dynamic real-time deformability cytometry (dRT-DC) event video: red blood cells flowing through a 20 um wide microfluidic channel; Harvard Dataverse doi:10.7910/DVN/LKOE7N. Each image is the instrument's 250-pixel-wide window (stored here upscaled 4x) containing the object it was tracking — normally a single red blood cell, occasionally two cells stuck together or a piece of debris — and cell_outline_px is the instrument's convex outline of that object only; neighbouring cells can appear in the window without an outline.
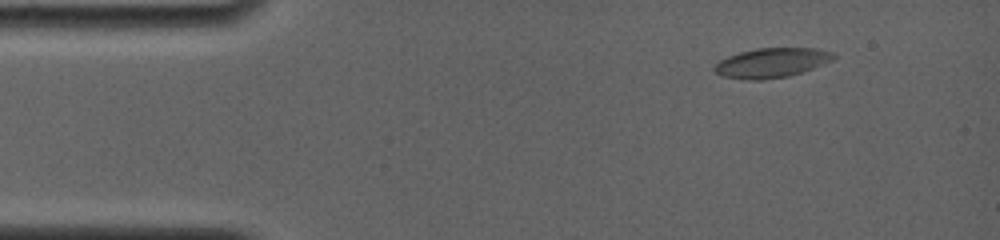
{"species": "common noctule bat (a hibernating species)", "species_latin": "Nyctalus noctula", "temperature_condition": "room temperature", "stored_images_in_passage": 37, "camera_frame_rate_fps": 4000, "um_per_image_px": 0.085, "animal": {"sex": "female", "body_mass_g": 19.0, "forearm_length_mm": 56.7}, "frame": {"image": 1, "passage_image": 3, "time_ms": 1.5, "image_size_px": [1000, 240], "cell_outline_px": [[836, 56], [832, 60], [812, 68], [788, 76], [760, 80], [748, 80], [720, 76], [712, 68], [720, 60], [728, 56], [740, 52], [756, 48], [816, 48], [832, 52]], "centroid_in_image_um": [65.55, 5.33], "position_along_channel_um": 19.5, "area_um2": 20.4}}
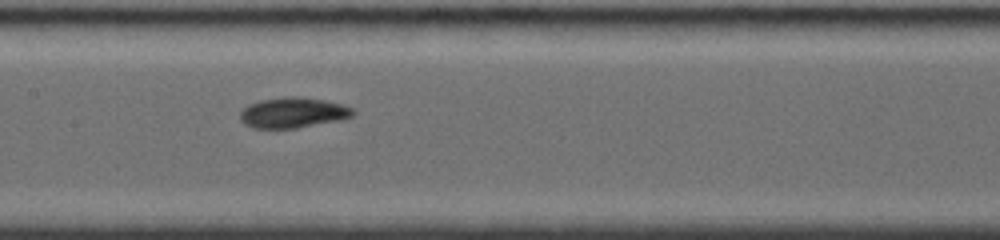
{"frame": {"image": 2, "passage_image": 18, "time_ms": 7.75, "image_size_px": [1000, 240], "cell_outline_px": [[356, 112], [352, 116], [336, 120], [296, 128], [256, 128], [244, 124], [240, 120], [240, 112], [248, 104], [260, 100], [288, 96], [296, 96], [324, 100], [344, 104], [352, 108]], "centroid_in_image_um": [24.88, 9.56], "position_along_channel_um": 182.5, "area_um2": 19.88}}
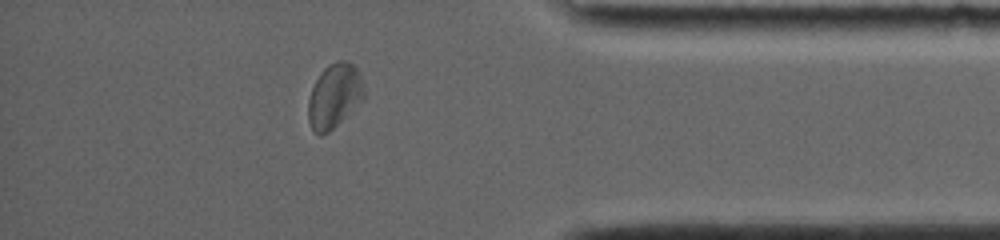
{"frame": {"image": 3, "passage_image": 32, "time_ms": 14.0, "image_size_px": [1000, 240], "cell_outline_px": [[364, 100], [328, 132], [320, 136], [312, 128], [308, 120], [308, 100], [312, 88], [320, 72], [328, 64], [340, 60], [348, 60], [356, 68], [364, 84]], "centroid_in_image_um": [28.43, 8.13], "position_along_channel_um": 406.8, "area_um2": 20.92}, "authors_computed_cell_mechanics": {"area_um2": 19.8832, "velocity_mm_per_s": 3.7842, "shape_relaxation_time_tau1_ms": 5.745, "shape_relaxation_time_tau2_ms": 2.2655, "deformation_change_tau1": 0.1392, "deformation_change_tau2": 0.0663}}